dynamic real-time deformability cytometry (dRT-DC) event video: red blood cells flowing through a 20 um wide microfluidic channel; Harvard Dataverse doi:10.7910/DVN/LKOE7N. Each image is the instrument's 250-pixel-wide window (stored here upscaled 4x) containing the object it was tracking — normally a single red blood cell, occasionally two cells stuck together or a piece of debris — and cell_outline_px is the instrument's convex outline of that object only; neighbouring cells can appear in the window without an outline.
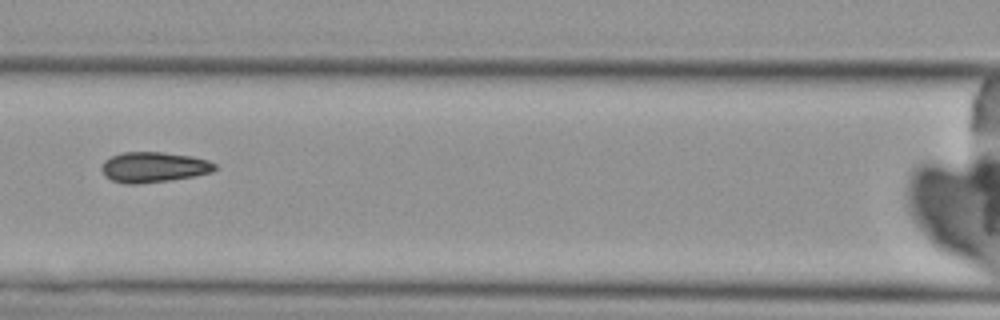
{"species": "Egyptian fruit bat (a non-hibernating species)", "species_latin": "Rousettus aegyptiacus", "temperature_condition": "cold", "stored_images_in_passage": 3, "camera_frame_rate_fps": 3000, "um_per_image_px": 0.085, "animal": {"sex": "female"}, "frame": {"image": 1, "passage_image": 3, "time_ms": 2.333, "image_size_px": [1000, 320], "cell_outline_px": [[216, 168], [212, 172], [192, 176], [168, 180], [136, 184], [128, 184], [112, 180], [104, 176], [100, 168], [104, 160], [120, 152], [164, 152], [192, 156], [208, 160], [216, 164]], "centroid_in_image_um": [13.03, 14.19], "position_along_channel_um": 153.6, "area_um2": 20.06}}